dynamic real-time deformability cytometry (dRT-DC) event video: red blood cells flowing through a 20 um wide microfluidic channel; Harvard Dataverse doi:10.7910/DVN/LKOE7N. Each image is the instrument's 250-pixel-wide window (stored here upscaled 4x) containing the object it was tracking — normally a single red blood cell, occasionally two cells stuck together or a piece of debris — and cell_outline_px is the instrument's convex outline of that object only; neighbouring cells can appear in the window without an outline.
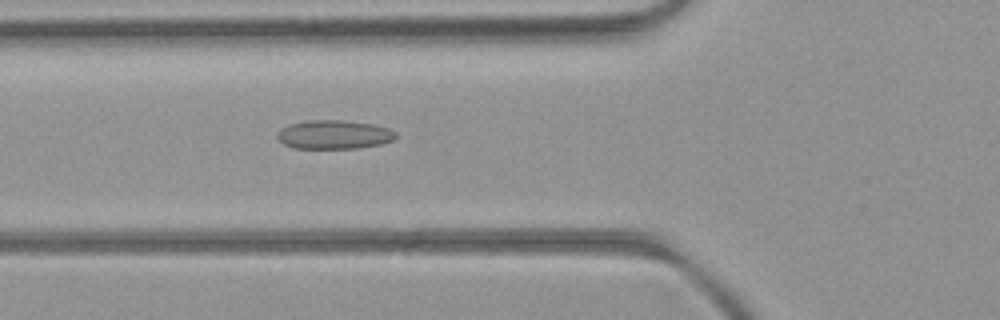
{"species": "common noctule bat (a hibernating species)", "species_latin": "Nyctalus noctula", "temperature_condition": "room temperature", "stored_images_in_passage": 34, "camera_frame_rate_fps": 3000, "um_per_image_px": 0.085, "animal": {"sex": "female", "body_mass_g": 21.9}, "frame": {"image": 1, "passage_image": 8, "time_ms": 2.333, "image_size_px": [1000, 320], "cell_outline_px": [[396, 140], [380, 144], [360, 148], [292, 148], [284, 144], [276, 136], [288, 124], [308, 120], [340, 120], [372, 124], [388, 128], [396, 132]], "centroid_in_image_um": [28.43, 11.44], "position_along_channel_um": 97.4, "area_um2": 19.83}}
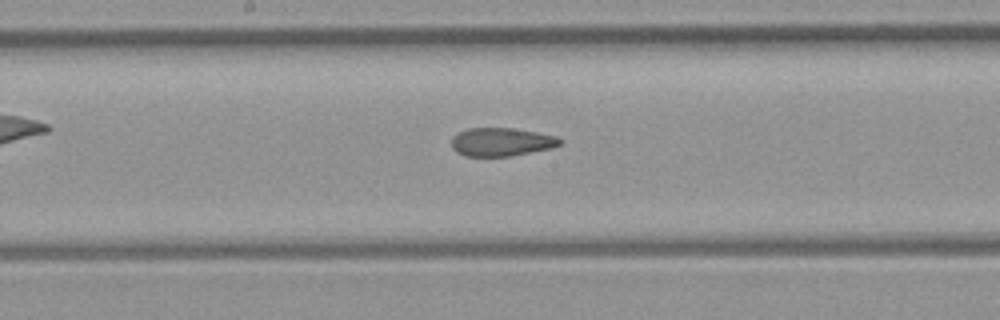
{"frame": {"image": 2, "passage_image": 16, "time_ms": 5.0, "image_size_px": [1000, 320], "cell_outline_px": [[564, 140], [560, 144], [552, 148], [512, 156], [464, 156], [456, 152], [452, 148], [452, 136], [468, 128], [512, 128], [536, 132], [556, 136]], "centroid_in_image_um": [42.62, 12.07], "position_along_channel_um": 205.6, "area_um2": 17.98}}
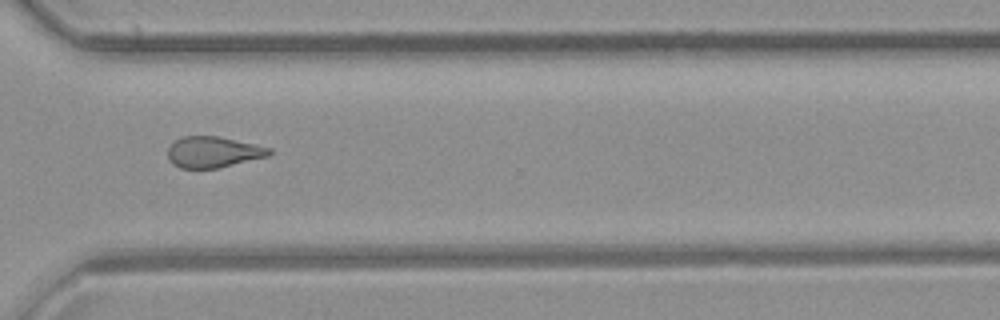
{"frame": {"image": 3, "passage_image": 27, "time_ms": 8.667, "image_size_px": [1000, 320], "cell_outline_px": [[272, 152], [268, 156], [220, 168], [180, 168], [172, 164], [168, 160], [168, 148], [180, 136], [216, 136], [272, 148]], "centroid_in_image_um": [18.1, 12.93], "position_along_channel_um": 352.5, "area_um2": 18.32}, "authors_computed_cell_mechanics": {"area_um2": 18.8717, "velocity_mm_per_s": 4.0192, "shape_relaxation_time_tau1_ms": null, "shape_relaxation_time_tau2_ms": 2.0124, "deformation_change_tau1": null, "deformation_change_tau2": 0.0855}}